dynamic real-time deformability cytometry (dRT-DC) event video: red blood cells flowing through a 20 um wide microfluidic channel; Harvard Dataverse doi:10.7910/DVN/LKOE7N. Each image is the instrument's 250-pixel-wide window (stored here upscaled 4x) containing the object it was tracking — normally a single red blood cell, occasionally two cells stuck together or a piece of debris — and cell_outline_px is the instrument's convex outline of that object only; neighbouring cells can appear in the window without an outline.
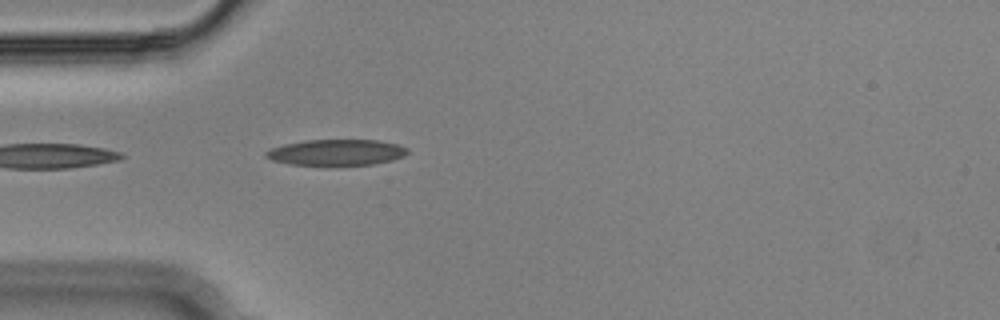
{"species": "Egyptian fruit bat (a non-hibernating species)", "species_latin": "Rousettus aegyptiacus", "temperature_condition": "cold", "stored_images_in_passage": 10, "camera_frame_rate_fps": 3000, "um_per_image_px": 0.085, "animal": {"sex": "male"}, "frame": {"image": 1, "passage_image": 1, "time_ms": 0.0, "image_size_px": [1000, 320], "cell_outline_px": [[408, 152], [404, 156], [392, 160], [372, 164], [288, 164], [272, 160], [264, 156], [264, 152], [272, 148], [284, 144], [304, 140], [380, 140], [396, 144], [408, 148]], "centroid_in_image_um": [28.58, 12.93], "position_along_channel_um": 56.4, "area_um2": 21.15}}
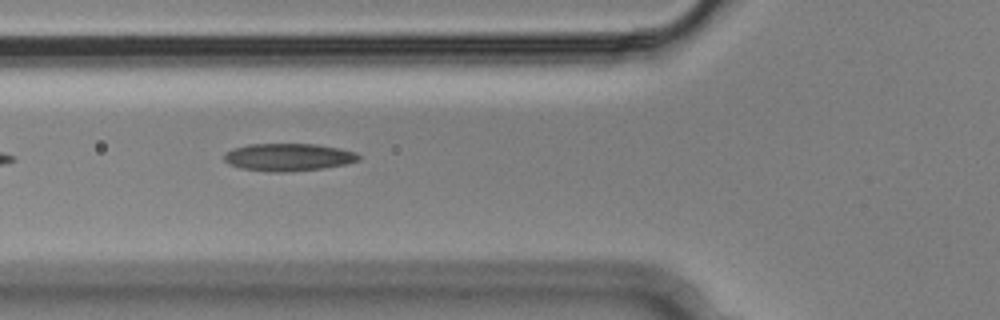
{"frame": {"image": 2, "passage_image": 5, "time_ms": 1.333, "image_size_px": [1000, 320], "cell_outline_px": [[360, 160], [348, 164], [324, 168], [288, 172], [272, 172], [240, 168], [228, 164], [224, 160], [224, 152], [232, 148], [248, 144], [316, 144], [340, 148], [356, 152], [360, 156]], "centroid_in_image_um": [24.51, 13.36], "position_along_channel_um": 101.3, "area_um2": 21.91}}